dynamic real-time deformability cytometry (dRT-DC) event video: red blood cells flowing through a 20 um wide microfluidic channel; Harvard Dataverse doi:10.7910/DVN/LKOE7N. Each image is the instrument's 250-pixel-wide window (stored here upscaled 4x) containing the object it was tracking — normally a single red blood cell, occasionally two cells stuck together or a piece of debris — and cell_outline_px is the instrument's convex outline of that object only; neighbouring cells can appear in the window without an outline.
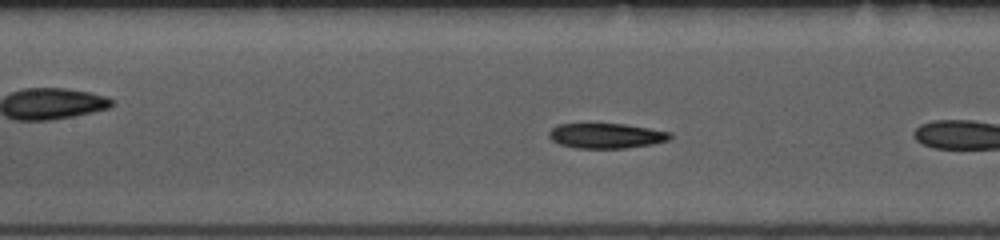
{"species": "common noctule bat (a hibernating species)", "species_latin": "Nyctalus noctula", "temperature_condition": "room temperature", "stored_images_in_passage": 9, "camera_frame_rate_fps": 3000, "um_per_image_px": 0.085, "animal": {"sex": "female", "body_mass_g": 10.0, "forearm_length_mm": 53.1}, "frame": {"image": 1, "passage_image": 8, "time_ms": 2.333, "image_size_px": [1000, 240], "cell_outline_px": [[672, 136], [668, 140], [652, 144], [624, 148], [576, 148], [560, 144], [552, 140], [548, 136], [548, 132], [556, 124], [624, 124], [672, 132]], "centroid_in_image_um": [51.52, 11.54], "position_along_channel_um": 155.9, "area_um2": 17.63}}